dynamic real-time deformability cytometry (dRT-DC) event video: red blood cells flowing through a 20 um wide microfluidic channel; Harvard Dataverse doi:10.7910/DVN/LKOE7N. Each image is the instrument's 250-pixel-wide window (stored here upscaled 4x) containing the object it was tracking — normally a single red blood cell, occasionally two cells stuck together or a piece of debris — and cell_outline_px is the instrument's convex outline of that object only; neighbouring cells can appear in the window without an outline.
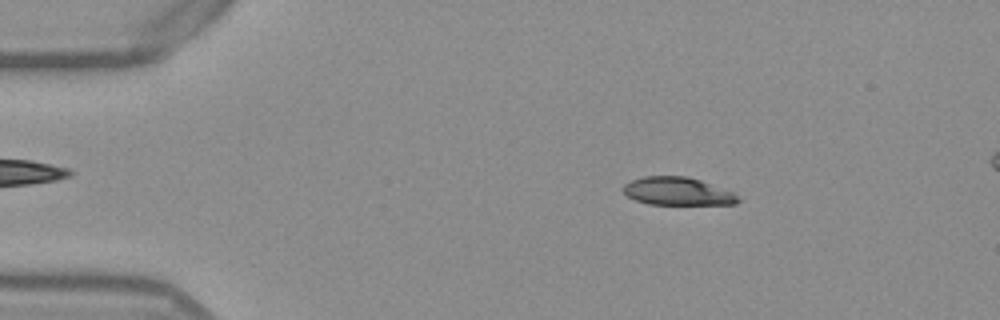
{"species": "Egyptian fruit bat (a non-hibernating species)", "species_latin": "Rousettus aegyptiacus", "temperature_condition": "warm", "stored_images_in_passage": 46, "segment_of_instrument_passage": [1, 2], "camera_frame_rate_fps": 3000, "um_per_image_px": 0.085, "frame": {"image": 1, "passage_image": 1, "time_ms": 0.0, "image_size_px": [1000, 320], "cell_outline_px": [[740, 200], [736, 204], [648, 204], [636, 200], [628, 196], [620, 188], [624, 184], [632, 180], [644, 176], [688, 176], [700, 180], [732, 192]], "centroid_in_image_um": [57.54, 16.25], "position_along_channel_um": 27.5, "area_um2": 18.55}}
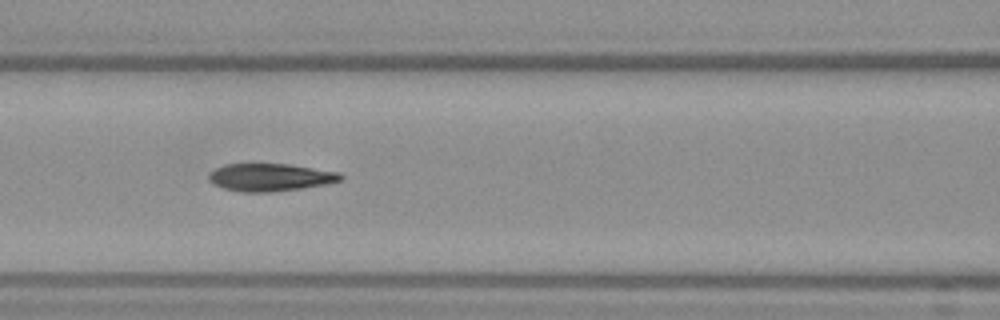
{"frame": {"image": 2, "passage_image": 15, "time_ms": 4.667, "image_size_px": [1000, 320], "cell_outline_px": [[344, 176], [340, 180], [324, 184], [300, 188], [268, 192], [244, 192], [224, 188], [216, 184], [208, 176], [216, 168], [224, 164], [288, 164], [340, 172]], "centroid_in_image_um": [23.0, 15.06], "position_along_channel_um": 143.6, "area_um2": 20.75}}
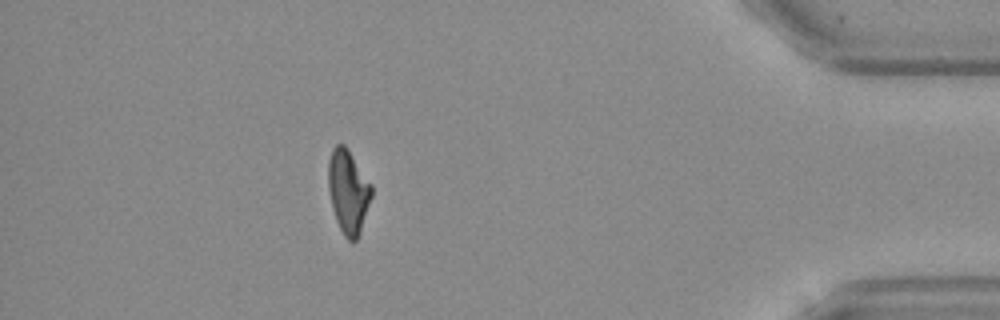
{"frame": {"image": 3, "passage_image": 39, "time_ms": 12.667, "image_size_px": [1000, 320], "cell_outline_px": [[372, 196], [360, 232], [356, 240], [352, 244], [344, 236], [336, 220], [332, 208], [328, 188], [328, 160], [332, 148], [336, 144], [344, 144], [348, 148], [372, 184]], "centroid_in_image_um": [29.59, 16.26], "position_along_channel_um": 405.6, "area_um2": 21.33}}